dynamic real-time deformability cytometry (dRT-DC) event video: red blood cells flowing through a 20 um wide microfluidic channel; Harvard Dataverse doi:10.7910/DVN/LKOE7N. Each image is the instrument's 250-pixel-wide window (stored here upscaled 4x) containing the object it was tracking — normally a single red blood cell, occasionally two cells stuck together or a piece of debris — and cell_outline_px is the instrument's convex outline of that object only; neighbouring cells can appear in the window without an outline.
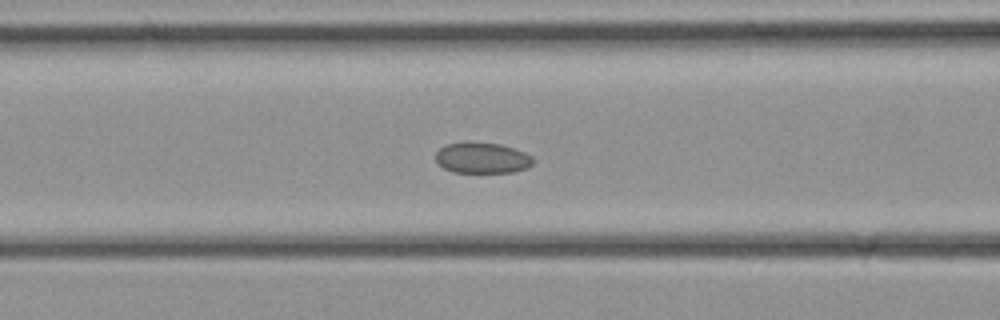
{"species": "common noctule bat (a hibernating species)", "species_latin": "Nyctalus noctula", "temperature_condition": "cold", "stored_images_in_passage": 30, "camera_frame_rate_fps": 3000, "um_per_image_px": 0.085, "animal": {"sex": "female", "body_mass_g": 21.9}, "frame": {"image": 1, "passage_image": 9, "time_ms": 2.667, "image_size_px": [1000, 320], "cell_outline_px": [[532, 164], [528, 168], [512, 172], [452, 172], [444, 168], [436, 160], [436, 152], [444, 144], [464, 140], [472, 140], [500, 144], [524, 152], [532, 156]], "centroid_in_image_um": [40.94, 13.39], "position_along_channel_um": 125.7, "area_um2": 17.86}}
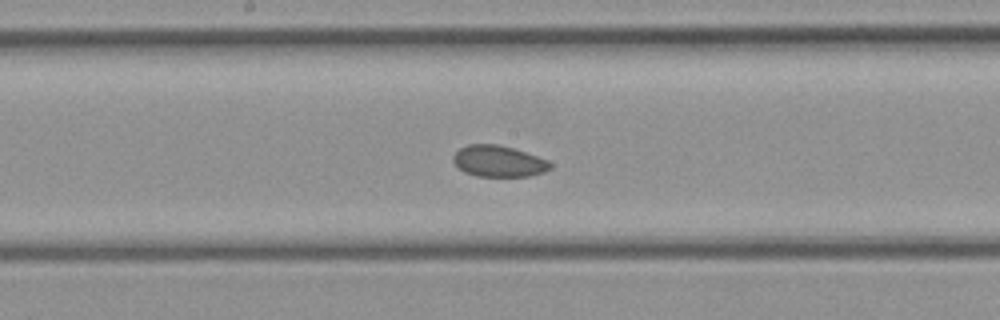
{"frame": {"image": 2, "passage_image": 13, "time_ms": 4.0, "image_size_px": [1000, 320], "cell_outline_px": [[552, 168], [544, 172], [528, 176], [476, 176], [464, 172], [452, 160], [452, 156], [460, 148], [468, 144], [500, 144], [548, 160], [552, 164]], "centroid_in_image_um": [42.37, 13.7], "position_along_channel_um": 205.8, "area_um2": 17.63}}